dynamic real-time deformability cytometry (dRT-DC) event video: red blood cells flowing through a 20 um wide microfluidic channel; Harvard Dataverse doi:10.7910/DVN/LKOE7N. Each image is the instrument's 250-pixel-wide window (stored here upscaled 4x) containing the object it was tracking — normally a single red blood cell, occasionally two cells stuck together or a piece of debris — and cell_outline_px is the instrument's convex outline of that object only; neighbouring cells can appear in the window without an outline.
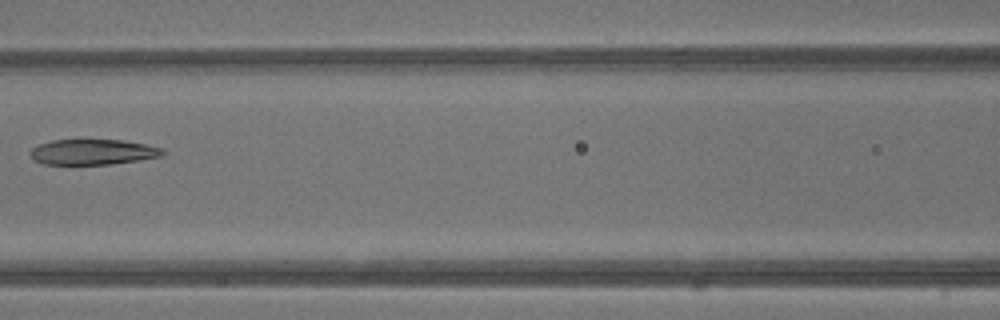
{"species": "common noctule bat (a hibernating species)", "species_latin": "Nyctalus noctula", "temperature_condition": "warm", "stored_images_in_passage": 4, "camera_frame_rate_fps": 3000, "um_per_image_px": 0.085, "animal": {"sex": "male", "body_mass_g": 13.3}, "frame": {"image": 1, "passage_image": 4, "time_ms": 1.0, "image_size_px": [1000, 320], "cell_outline_px": [[168, 152], [160, 156], [140, 160], [112, 164], [44, 164], [32, 160], [28, 152], [36, 144], [52, 140], [84, 136], [124, 140], [144, 144], [160, 148]], "centroid_in_image_um": [7.81, 12.86], "position_along_channel_um": 158.8, "area_um2": 20.81}}